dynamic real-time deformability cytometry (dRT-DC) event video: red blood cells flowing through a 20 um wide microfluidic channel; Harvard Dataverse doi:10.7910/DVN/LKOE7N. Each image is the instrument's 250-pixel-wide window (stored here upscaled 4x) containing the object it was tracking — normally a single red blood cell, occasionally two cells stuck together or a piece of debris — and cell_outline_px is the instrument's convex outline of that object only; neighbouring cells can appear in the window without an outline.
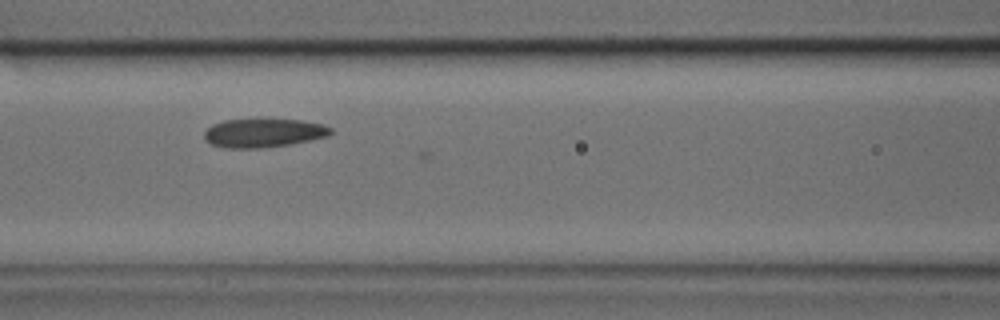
{"species": "common noctule bat (a hibernating species)", "species_latin": "Nyctalus noctula", "temperature_condition": "cold", "stored_images_in_passage": 25, "camera_frame_rate_fps": 3000, "um_per_image_px": 0.085, "animal": {"sex": "male", "body_mass_g": 17.9, "forearm_length_mm": 54.2}, "frame": {"image": 1, "passage_image": 15, "time_ms": 4.667, "image_size_px": [1000, 320], "cell_outline_px": [[332, 132], [328, 136], [288, 144], [260, 148], [224, 148], [208, 144], [204, 140], [204, 132], [212, 124], [224, 120], [300, 120], [324, 124], [332, 128]], "centroid_in_image_um": [22.35, 11.31], "position_along_channel_um": 144.3, "area_um2": 21.04}}